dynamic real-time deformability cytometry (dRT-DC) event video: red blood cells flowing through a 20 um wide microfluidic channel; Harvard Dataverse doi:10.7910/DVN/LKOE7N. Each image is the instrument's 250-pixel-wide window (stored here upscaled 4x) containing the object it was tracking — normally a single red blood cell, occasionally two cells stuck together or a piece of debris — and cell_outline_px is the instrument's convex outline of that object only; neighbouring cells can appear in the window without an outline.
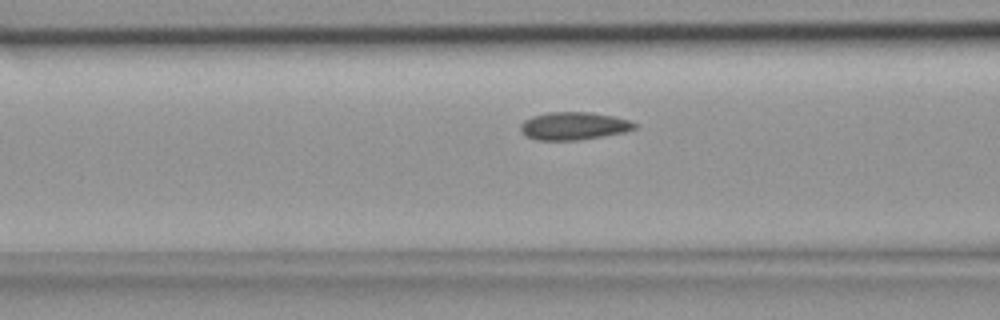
{"species": "common noctule bat (a hibernating species)", "species_latin": "Nyctalus noctula", "temperature_condition": "room temperature", "stored_images_in_passage": 31, "camera_frame_rate_fps": 3000, "um_per_image_px": 0.085, "animal": {"sex": "female", "body_mass_g": 18.4}, "frame": {"image": 1, "passage_image": 9, "time_ms": 2.667, "image_size_px": [1000, 320], "cell_outline_px": [[636, 128], [624, 132], [580, 140], [536, 140], [524, 136], [520, 132], [520, 124], [524, 120], [532, 116], [548, 112], [588, 112], [612, 116], [628, 120], [636, 124]], "centroid_in_image_um": [48.7, 10.71], "position_along_channel_um": 117.9, "area_um2": 18.5}}
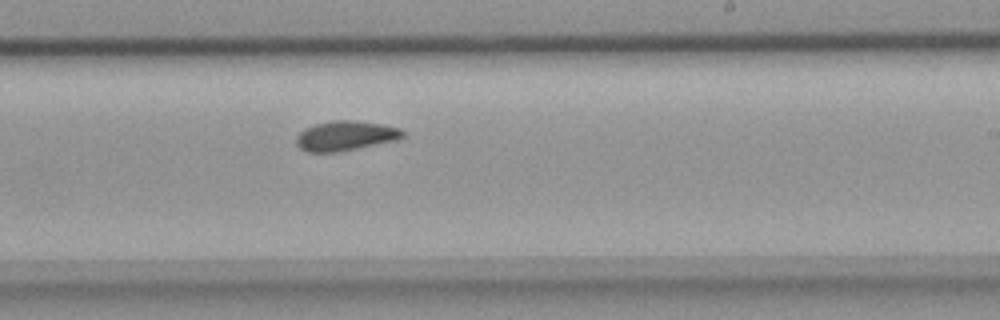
{"frame": {"image": 2, "passage_image": 18, "time_ms": 5.667, "image_size_px": [1000, 320], "cell_outline_px": [[404, 136], [396, 140], [340, 152], [308, 152], [300, 148], [296, 144], [296, 136], [304, 128], [316, 124], [332, 120], [352, 120], [384, 124], [400, 128], [404, 132]], "centroid_in_image_um": [29.36, 11.54], "position_along_channel_um": 259.6, "area_um2": 18.55}}
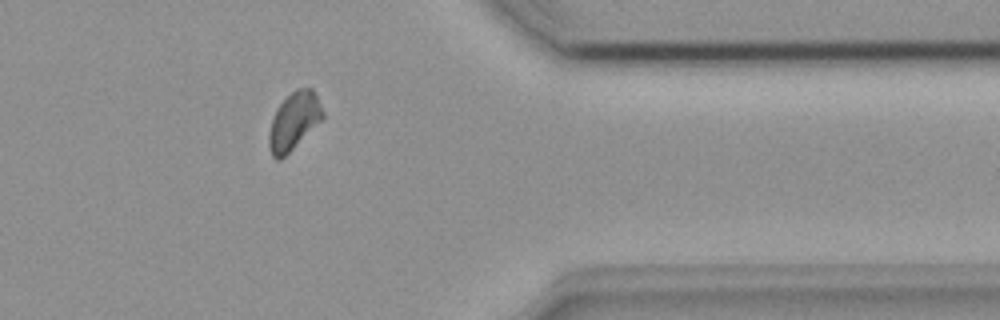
{"frame": {"image": 3, "passage_image": 27, "time_ms": 8.667, "image_size_px": [1000, 320], "cell_outline_px": [[324, 120], [280, 160], [276, 160], [272, 156], [268, 148], [268, 132], [276, 108], [296, 88], [312, 88], [324, 112]], "centroid_in_image_um": [24.98, 10.32], "position_along_channel_um": 386.4, "area_um2": 18.15}}